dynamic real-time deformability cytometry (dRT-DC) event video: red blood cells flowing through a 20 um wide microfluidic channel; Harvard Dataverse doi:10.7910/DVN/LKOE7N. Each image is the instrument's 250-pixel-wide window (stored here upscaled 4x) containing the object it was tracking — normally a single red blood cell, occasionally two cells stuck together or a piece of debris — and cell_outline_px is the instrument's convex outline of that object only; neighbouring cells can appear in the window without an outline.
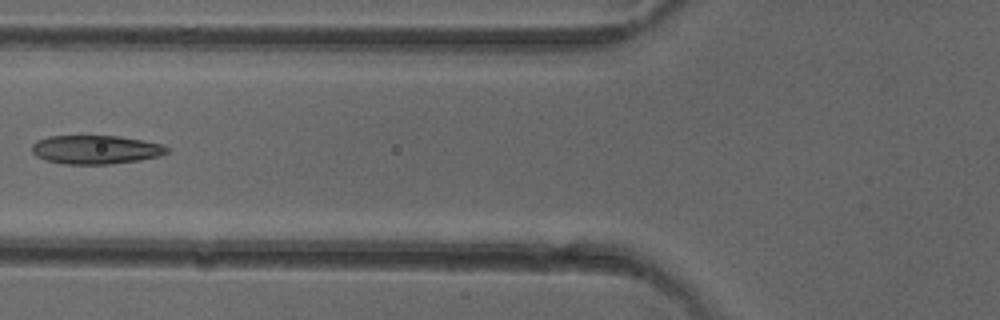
{"species": "common noctule bat (a hibernating species)", "species_latin": "Nyctalus noctula", "temperature_condition": "cold", "stored_images_in_passage": 7, "camera_frame_rate_fps": 3000, "um_per_image_px": 0.085, "animal": {"sex": "female"}, "frame": {"image": 1, "passage_image": 6, "time_ms": 6.0, "image_size_px": [1000, 320], "cell_outline_px": [[168, 152], [156, 156], [140, 160], [112, 164], [64, 164], [44, 160], [36, 156], [32, 152], [32, 144], [36, 140], [48, 136], [120, 136], [164, 144], [168, 148]], "centroid_in_image_um": [8.1, 12.71], "position_along_channel_um": 117.7, "area_um2": 22.72}}
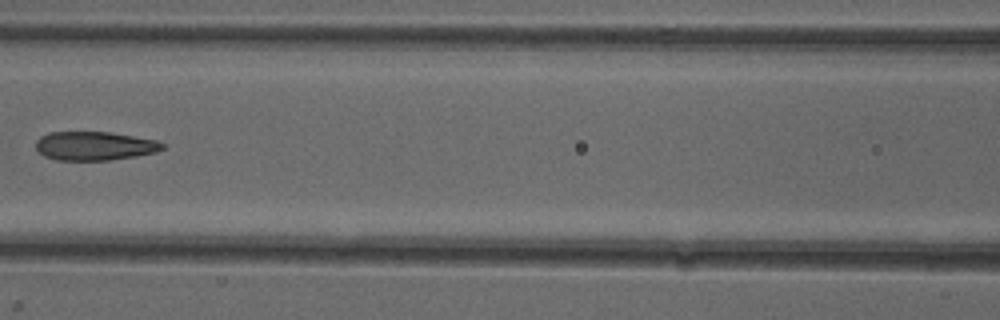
{"frame": {"image": 2, "passage_image": 7, "time_ms": 7.0, "image_size_px": [1000, 320], "cell_outline_px": [[164, 148], [156, 152], [136, 156], [112, 160], [56, 160], [44, 156], [36, 148], [36, 140], [40, 136], [48, 132], [112, 132], [156, 140], [164, 144]], "centroid_in_image_um": [8.03, 12.4], "position_along_channel_um": 158.6, "area_um2": 21.33}}